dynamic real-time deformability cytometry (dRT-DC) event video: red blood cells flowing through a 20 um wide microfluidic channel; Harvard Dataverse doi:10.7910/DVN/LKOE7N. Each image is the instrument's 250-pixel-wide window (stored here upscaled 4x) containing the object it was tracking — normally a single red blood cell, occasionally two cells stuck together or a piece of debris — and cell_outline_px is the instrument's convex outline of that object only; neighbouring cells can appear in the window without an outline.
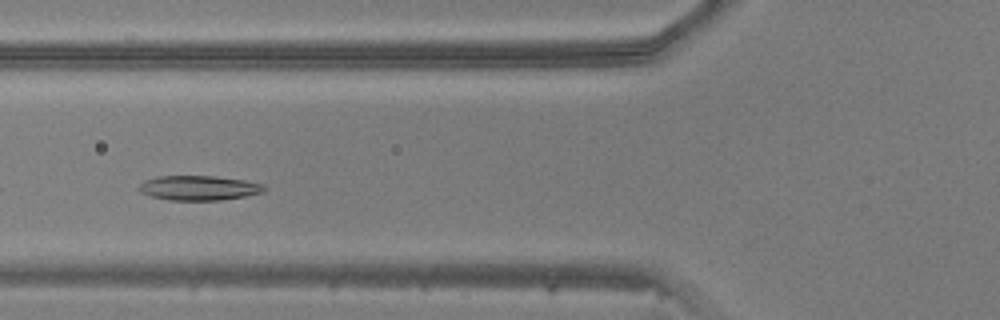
{"species": "common noctule bat (a hibernating species)", "species_latin": "Nyctalus noctula", "temperature_condition": "warm", "stored_images_in_passage": 42, "camera_frame_rate_fps": 3000, "um_per_image_px": 0.085, "animal": {"sex": "male", "body_mass_g": 20.5, "forearm_length_mm": 52.5}, "frame": {"image": 1, "passage_image": 12, "time_ms": 3.667, "image_size_px": [1000, 320], "cell_outline_px": [[268, 188], [264, 192], [244, 196], [220, 200], [168, 200], [152, 196], [140, 192], [136, 188], [144, 180], [156, 176], [216, 176], [244, 180], [264, 184]], "centroid_in_image_um": [16.9, 15.97], "position_along_channel_um": 108.9, "area_um2": 18.15}}
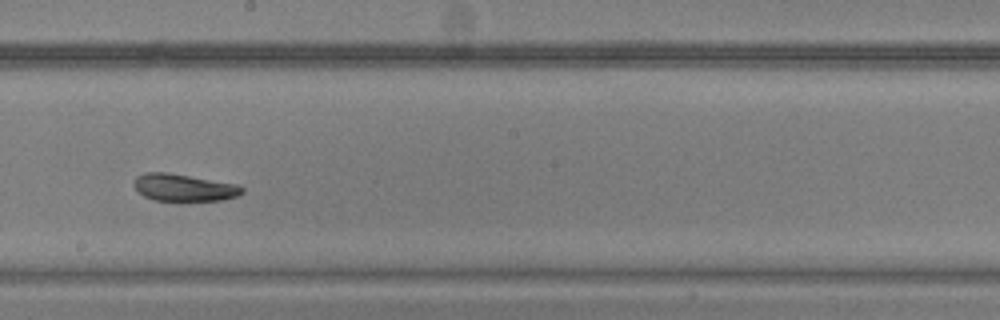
{"frame": {"image": 2, "passage_image": 21, "time_ms": 6.667, "image_size_px": [1000, 320], "cell_outline_px": [[244, 192], [236, 196], [220, 200], [188, 204], [180, 204], [156, 200], [144, 196], [136, 192], [132, 184], [132, 180], [136, 176], [144, 172], [168, 172], [240, 184], [244, 188]], "centroid_in_image_um": [15.61, 15.99], "position_along_channel_um": 232.6, "area_um2": 18.44}}
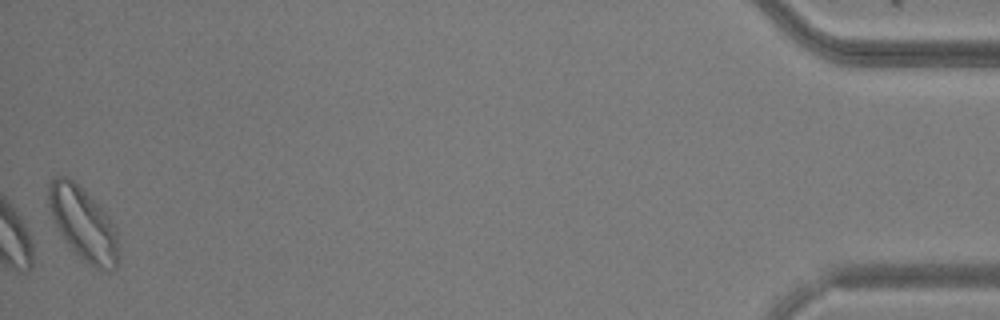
{"frame": {"image": 3, "passage_image": 42, "time_ms": 13.667, "image_size_px": [1000, 320], "cell_outline_px": [[120, 260], [116, 268], [108, 272], [84, 260], [64, 240], [52, 216], [48, 204], [48, 184], [52, 176], [68, 176], [108, 216], [116, 228]], "centroid_in_image_um": [7.08, 19.02], "position_along_channel_um": 428.1, "area_um2": 29.25}}